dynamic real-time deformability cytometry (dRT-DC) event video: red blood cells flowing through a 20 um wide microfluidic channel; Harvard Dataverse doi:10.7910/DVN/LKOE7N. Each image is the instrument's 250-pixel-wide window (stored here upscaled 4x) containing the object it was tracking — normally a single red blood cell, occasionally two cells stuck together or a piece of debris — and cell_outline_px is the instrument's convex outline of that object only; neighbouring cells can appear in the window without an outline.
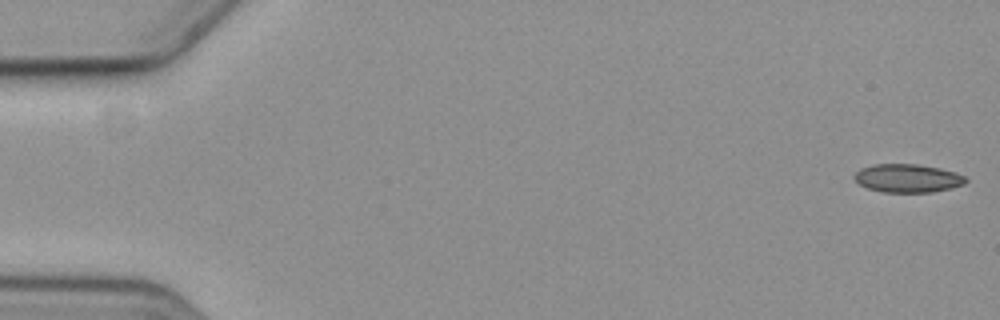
{"species": "common noctule bat (a hibernating species)", "species_latin": "Nyctalus noctula", "temperature_condition": "cold", "stored_images_in_passage": 58, "camera_frame_rate_fps": 3000, "um_per_image_px": 0.085, "animal": {"sex": "female", "body_mass_g": 19.3, "forearm_length_mm": 54.1}, "frame": {"image": 1, "passage_image": 1, "time_ms": 0.0, "image_size_px": [1000, 320], "cell_outline_px": [[968, 180], [964, 184], [952, 188], [932, 192], [884, 192], [868, 188], [860, 184], [852, 176], [860, 168], [872, 164], [916, 164], [940, 168], [956, 172], [964, 176]], "centroid_in_image_um": [77.15, 15.14], "position_along_channel_um": 7.8, "area_um2": 18.44}}
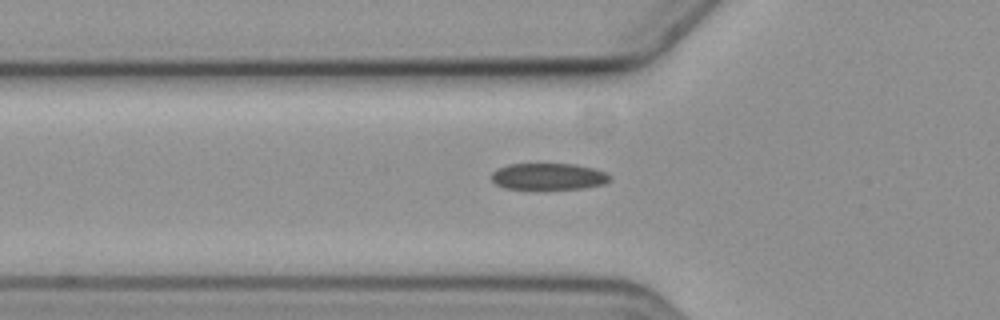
{"frame": {"image": 2, "passage_image": 20, "time_ms": 6.333, "image_size_px": [1000, 320], "cell_outline_px": [[612, 180], [604, 184], [584, 188], [504, 188], [496, 184], [492, 180], [492, 172], [496, 168], [508, 164], [576, 164], [592, 168], [604, 172], [612, 176]], "centroid_in_image_um": [46.63, 14.99], "position_along_channel_um": 79.2, "area_um2": 18.21}}
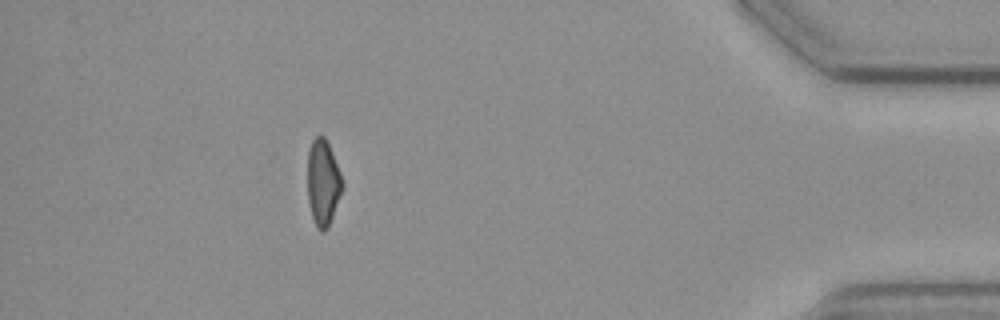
{"frame": {"image": 3, "passage_image": 52, "time_ms": 17.0, "image_size_px": [1000, 320], "cell_outline_px": [[344, 188], [328, 228], [324, 232], [320, 232], [316, 228], [312, 216], [308, 200], [308, 152], [312, 140], [316, 136], [324, 136], [332, 152], [340, 172], [344, 184]], "centroid_in_image_um": [27.47, 15.56], "position_along_channel_um": 407.7, "area_um2": 17.57}, "authors_computed_cell_mechanics": {"area_um2": 19.1029, "velocity_mm_per_s": 3.5969, "shape_relaxation_time_tau1_ms": null, "shape_relaxation_time_tau2_ms": 2.7465, "deformation_change_tau1": null, "deformation_change_tau2": 0.0843}}